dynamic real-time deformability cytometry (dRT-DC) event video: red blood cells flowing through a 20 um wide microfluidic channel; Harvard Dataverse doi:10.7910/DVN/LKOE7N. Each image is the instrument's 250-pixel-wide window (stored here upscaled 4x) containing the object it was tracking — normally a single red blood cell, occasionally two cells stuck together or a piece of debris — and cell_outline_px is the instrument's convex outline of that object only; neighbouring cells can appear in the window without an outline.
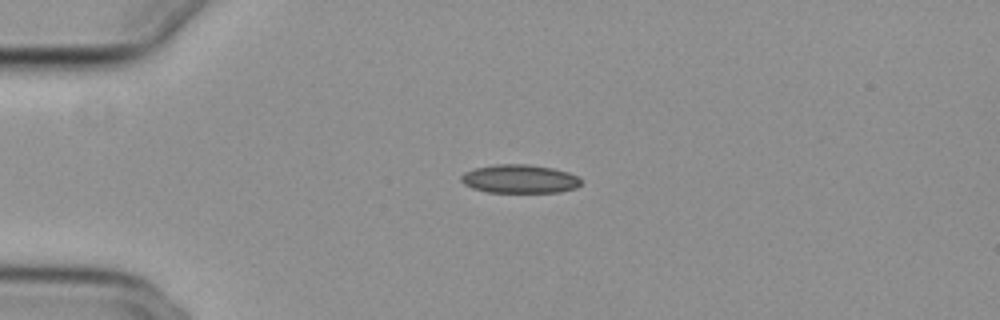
{"species": "common noctule bat (a hibernating species)", "species_latin": "Nyctalus noctula", "temperature_condition": "cold", "stored_images_in_passage": 43, "camera_frame_rate_fps": 3000, "um_per_image_px": 0.085, "animal": {"sex": "female", "body_mass_g": 29.2, "forearm_length_mm": 56.3}, "frame": {"image": 1, "passage_image": 1, "time_ms": 0.0, "image_size_px": [1000, 320], "cell_outline_px": [[580, 184], [576, 188], [560, 192], [488, 192], [472, 188], [464, 184], [460, 180], [460, 176], [464, 172], [476, 168], [496, 164], [528, 164], [552, 168], [568, 172], [576, 176], [580, 180]], "centroid_in_image_um": [44.14, 15.21], "position_along_channel_um": 40.9, "area_um2": 19.88}}
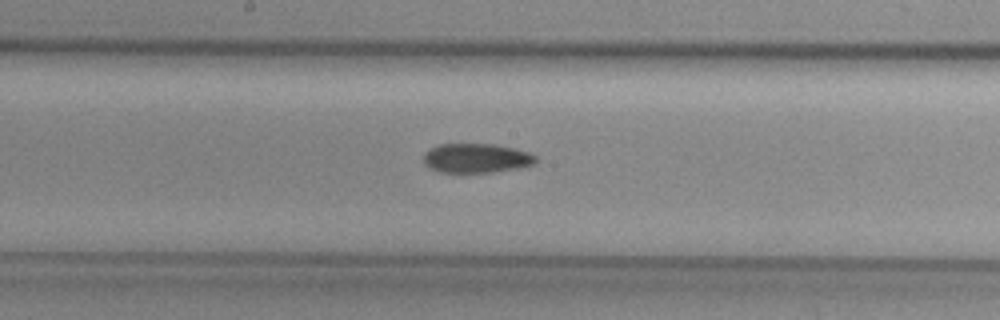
{"frame": {"image": 2, "passage_image": 17, "time_ms": 5.333, "image_size_px": [1000, 320], "cell_outline_px": [[536, 160], [532, 164], [516, 168], [492, 172], [440, 172], [428, 168], [424, 164], [424, 152], [428, 148], [440, 144], [492, 144], [512, 148], [528, 152], [536, 156]], "centroid_in_image_um": [40.41, 13.44], "position_along_channel_um": 207.8, "area_um2": 19.07}}
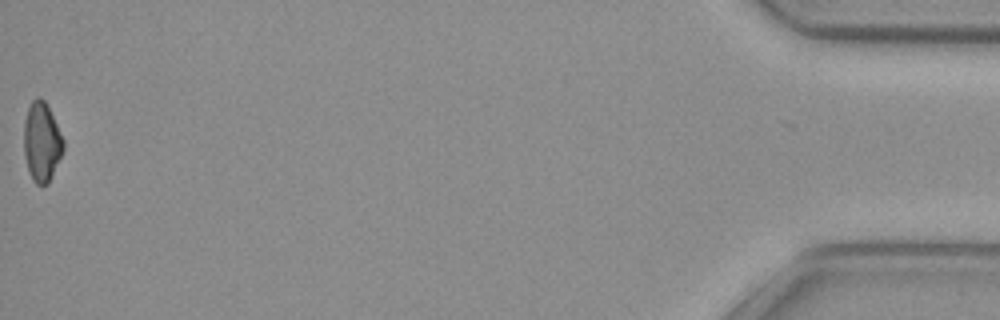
{"frame": {"image": 3, "passage_image": 43, "time_ms": 14.0, "image_size_px": [1000, 320], "cell_outline_px": [[64, 148], [52, 176], [48, 184], [36, 184], [32, 180], [28, 168], [24, 152], [24, 124], [28, 108], [32, 100], [36, 96], [40, 96], [44, 100], [64, 140]], "centroid_in_image_um": [3.54, 12.06], "position_along_channel_um": 431.7, "area_um2": 17.98}, "authors_computed_cell_mechanics": {"area_um2": 19.5364, "velocity_mm_per_s": 3.741, "shape_relaxation_time_tau1_ms": 4.5266, "shape_relaxation_time_tau2_ms": 9.9997, "deformation_change_tau1": 0.1252, "deformation_change_tau2": 0.1707}}